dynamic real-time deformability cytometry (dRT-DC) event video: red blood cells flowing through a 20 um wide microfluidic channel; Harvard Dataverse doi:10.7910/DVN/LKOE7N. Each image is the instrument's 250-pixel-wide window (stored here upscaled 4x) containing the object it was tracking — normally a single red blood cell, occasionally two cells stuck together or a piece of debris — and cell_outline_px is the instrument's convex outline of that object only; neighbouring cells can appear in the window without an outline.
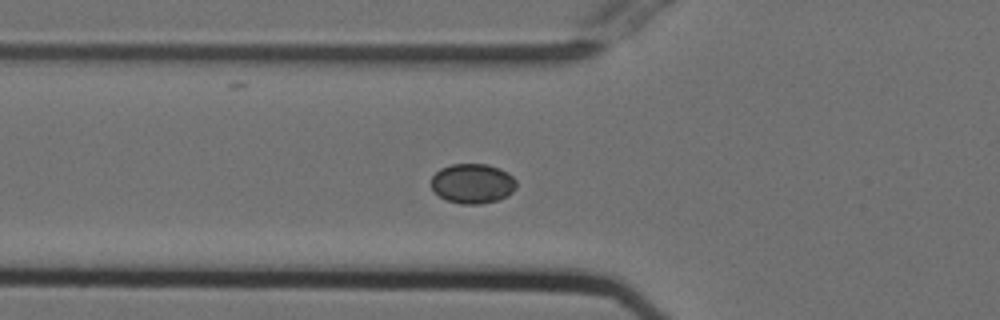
{"species": "Egyptian fruit bat (a non-hibernating species)", "species_latin": "Rousettus aegyptiacus", "temperature_condition": "cold", "stored_images_in_passage": 37, "camera_frame_rate_fps": 3000, "um_per_image_px": 0.085, "animal": {"sex": "female"}, "frame": {"image": 1, "passage_image": 2, "time_ms": 0.333, "image_size_px": [1000, 320], "cell_outline_px": [[516, 188], [508, 196], [496, 200], [480, 204], [460, 204], [448, 200], [440, 196], [432, 188], [432, 176], [440, 168], [452, 164], [488, 164], [508, 172], [516, 180]], "centroid_in_image_um": [40.19, 15.59], "position_along_channel_um": 85.6, "area_um2": 19.71}}
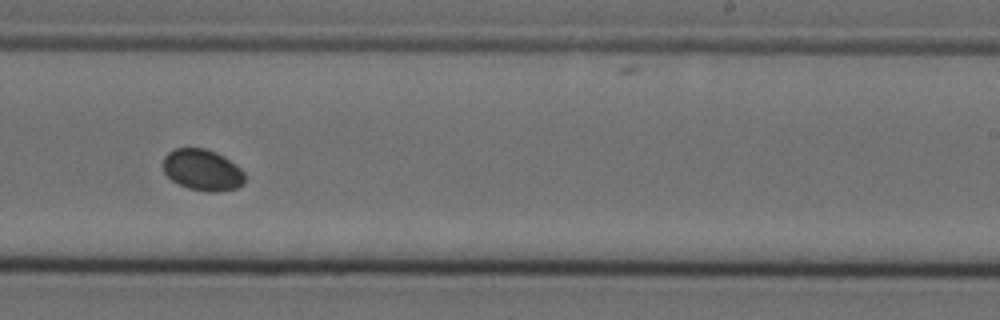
{"frame": {"image": 2, "passage_image": 17, "time_ms": 5.333, "image_size_px": [1000, 320], "cell_outline_px": [[244, 184], [236, 188], [216, 192], [208, 192], [188, 188], [172, 180], [164, 172], [164, 156], [168, 152], [176, 148], [204, 148], [216, 152], [224, 156], [240, 168], [244, 172]], "centroid_in_image_um": [17.22, 14.44], "position_along_channel_um": 271.8, "area_um2": 19.59}}
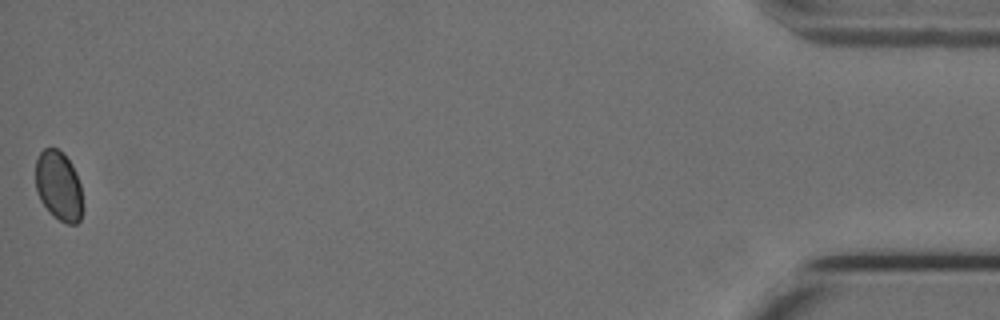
{"frame": {"image": 3, "passage_image": 37, "time_ms": 12.0, "image_size_px": [1000, 320], "cell_outline_px": [[84, 208], [80, 220], [76, 224], [68, 224], [52, 216], [48, 212], [40, 200], [36, 188], [36, 160], [40, 152], [44, 148], [56, 148], [72, 164], [76, 172], [80, 184], [84, 204]], "centroid_in_image_um": [5.01, 15.85], "position_along_channel_um": 430.2, "area_um2": 19.36}}